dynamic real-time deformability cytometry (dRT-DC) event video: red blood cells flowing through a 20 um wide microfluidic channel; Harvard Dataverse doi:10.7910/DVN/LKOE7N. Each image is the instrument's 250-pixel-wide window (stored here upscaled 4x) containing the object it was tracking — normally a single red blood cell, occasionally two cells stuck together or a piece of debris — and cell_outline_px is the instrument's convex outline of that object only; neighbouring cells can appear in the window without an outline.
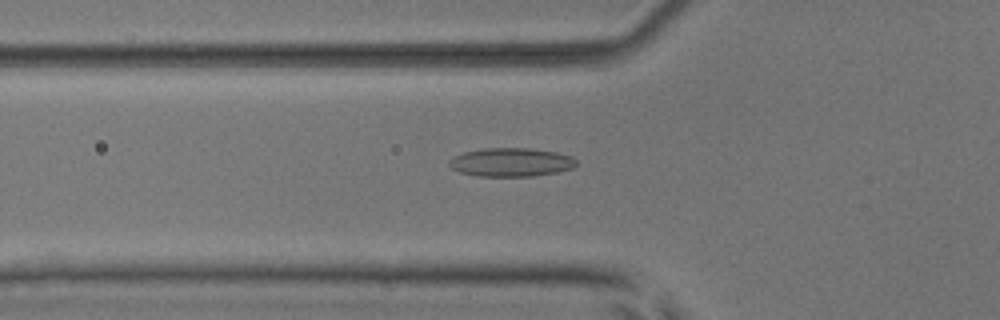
{"species": "common noctule bat (a hibernating species)", "species_latin": "Nyctalus noctula", "temperature_condition": "room temperature", "stored_images_in_passage": 45, "camera_frame_rate_fps": 3000, "um_per_image_px": 0.085, "animal": {"sex": "male", "body_mass_g": 17.9, "forearm_length_mm": 54.2}, "frame": {"image": 1, "passage_image": 11, "time_ms": 3.333, "image_size_px": [1000, 320], "cell_outline_px": [[576, 164], [572, 168], [556, 172], [532, 176], [476, 176], [460, 172], [452, 168], [448, 164], [448, 160], [452, 156], [464, 152], [484, 148], [528, 148], [556, 152], [572, 156], [576, 160]], "centroid_in_image_um": [43.4, 13.78], "position_along_channel_um": 82.4, "area_um2": 21.21}}
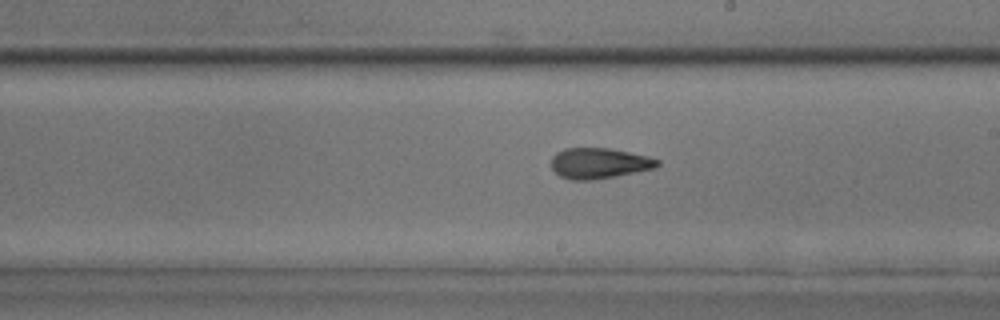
{"frame": {"image": 2, "passage_image": 23, "time_ms": 7.333, "image_size_px": [1000, 320], "cell_outline_px": [[660, 164], [656, 168], [616, 176], [592, 180], [572, 180], [560, 176], [552, 168], [552, 156], [556, 152], [564, 148], [608, 148], [648, 156], [660, 160]], "centroid_in_image_um": [50.93, 13.87], "position_along_channel_um": 238.1, "area_um2": 18.96}}
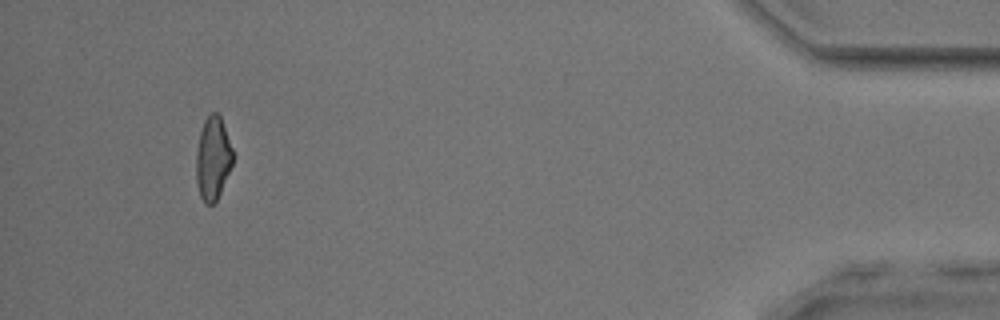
{"frame": {"image": 3, "passage_image": 42, "time_ms": 13.667, "image_size_px": [1000, 320], "cell_outline_px": [[232, 164], [220, 192], [216, 200], [212, 204], [204, 204], [200, 196], [196, 184], [196, 152], [200, 132], [204, 120], [212, 112], [216, 112], [220, 116], [232, 148]], "centroid_in_image_um": [18.07, 13.47], "position_along_channel_um": 417.1, "area_um2": 17.57}, "authors_computed_cell_mechanics": {"area_um2": 18.9006, "velocity_mm_per_s": 3.8968, "shape_relaxation_time_tau1_ms": 7.0796, "shape_relaxation_time_tau2_ms": 1.9558, "deformation_change_tau1": 0.1604, "deformation_change_tau2": 0.1024}}